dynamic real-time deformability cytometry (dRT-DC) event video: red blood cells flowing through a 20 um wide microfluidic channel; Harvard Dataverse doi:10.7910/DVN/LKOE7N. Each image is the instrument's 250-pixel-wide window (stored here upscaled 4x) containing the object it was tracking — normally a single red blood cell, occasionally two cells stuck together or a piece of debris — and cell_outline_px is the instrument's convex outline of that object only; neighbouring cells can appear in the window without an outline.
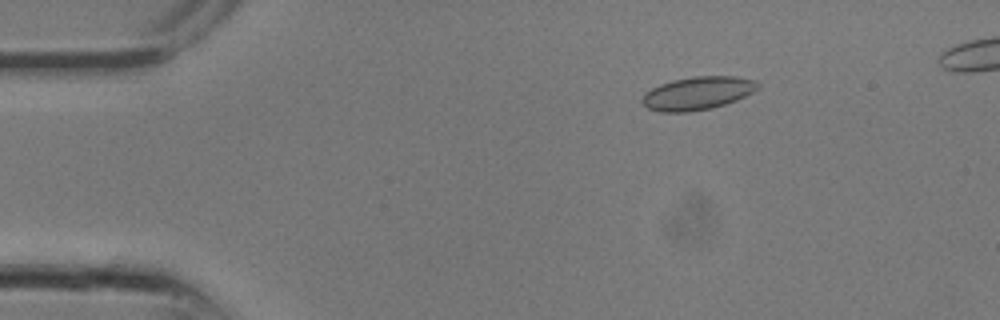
{"species": "common noctule bat (a hibernating species)", "species_latin": "Nyctalus noctula", "temperature_condition": "room temperature", "stored_images_in_passage": 27, "camera_frame_rate_fps": 3000, "um_per_image_px": 0.085, "animal": {"sex": "male", "body_mass_g": 13.3}, "frame": {"image": 1, "passage_image": 5, "time_ms": 1.333, "image_size_px": [1000, 320], "cell_outline_px": [[760, 88], [736, 100], [712, 108], [688, 112], [660, 112], [648, 108], [640, 100], [644, 92], [660, 84], [672, 80], [692, 76], [736, 76], [756, 80], [760, 84]], "centroid_in_image_um": [59.29, 7.91], "position_along_channel_um": 25.7, "area_um2": 22.48}}
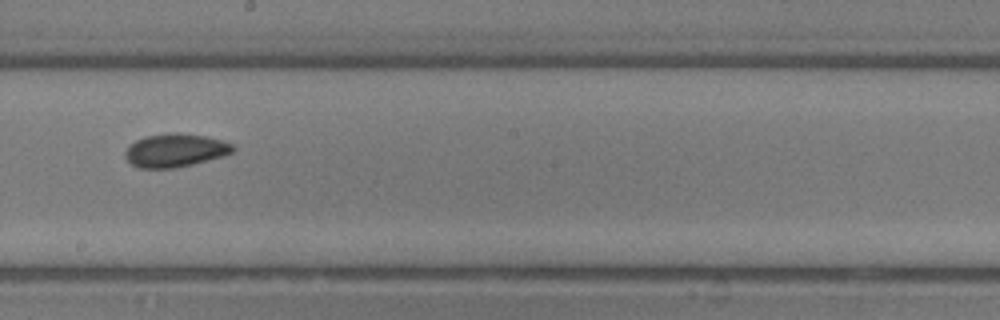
{"frame": {"image": 2, "passage_image": 16, "time_ms": 5.0, "image_size_px": [1000, 320], "cell_outline_px": [[236, 148], [232, 152], [224, 156], [176, 168], [140, 168], [132, 164], [124, 156], [124, 152], [136, 140], [144, 136], [172, 132], [176, 132], [204, 136], [224, 140], [232, 144]], "centroid_in_image_um": [14.91, 12.77], "position_along_channel_um": 233.3, "area_um2": 20.92}}
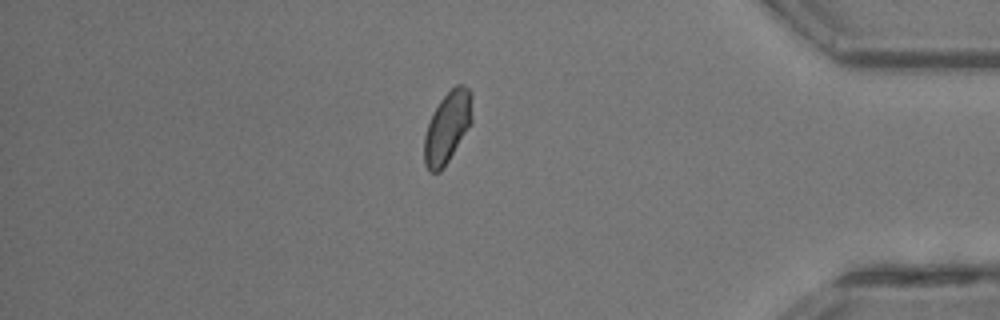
{"frame": {"image": 3, "passage_image": 24, "time_ms": 7.667, "image_size_px": [1000, 320], "cell_outline_px": [[472, 124], [444, 168], [440, 172], [428, 172], [424, 164], [424, 136], [432, 112], [440, 100], [456, 84], [464, 84], [472, 92]], "centroid_in_image_um": [38.04, 10.83], "position_along_channel_um": 397.2, "area_um2": 20.35}}